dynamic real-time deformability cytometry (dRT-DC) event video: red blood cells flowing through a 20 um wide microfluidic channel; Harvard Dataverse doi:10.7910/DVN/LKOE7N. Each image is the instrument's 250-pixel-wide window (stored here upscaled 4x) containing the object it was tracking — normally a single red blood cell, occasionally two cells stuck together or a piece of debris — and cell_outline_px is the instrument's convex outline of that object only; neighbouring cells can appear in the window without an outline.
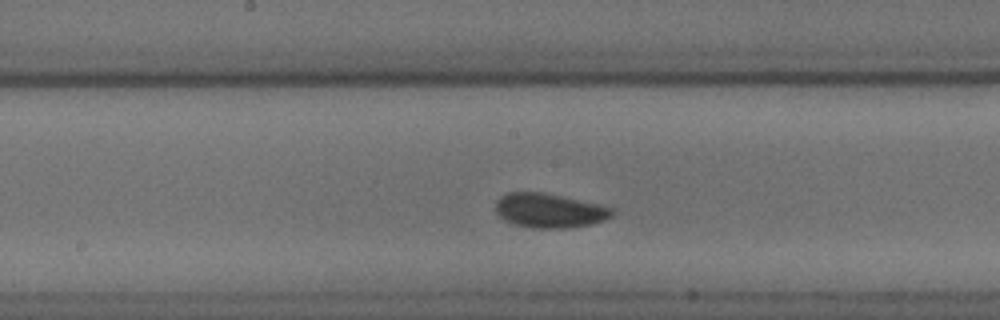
{"species": "common noctule bat (a hibernating species)", "species_latin": "Nyctalus noctula", "temperature_condition": "cold", "stored_images_in_passage": 39, "camera_frame_rate_fps": 3000, "um_per_image_px": 0.085, "animal": {"sex": "male", "body_mass_g": 18.8}, "frame": {"image": 1, "passage_image": 12, "time_ms": 3.667, "image_size_px": [1000, 320], "cell_outline_px": [[616, 212], [612, 216], [604, 220], [592, 224], [564, 228], [532, 228], [512, 224], [504, 220], [496, 212], [496, 200], [500, 196], [508, 192], [540, 192], [560, 196], [596, 204], [612, 208]], "centroid_in_image_um": [46.66, 17.91], "position_along_channel_um": 201.5, "area_um2": 23.18}}
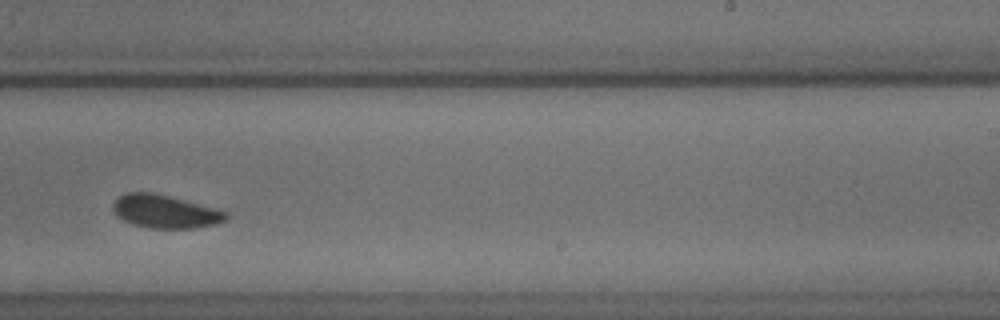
{"frame": {"image": 2, "passage_image": 18, "time_ms": 5.667, "image_size_px": [1000, 320], "cell_outline_px": [[228, 216], [224, 220], [216, 224], [196, 228], [148, 228], [132, 224], [124, 220], [112, 208], [112, 204], [124, 192], [152, 192], [216, 208], [228, 212]], "centroid_in_image_um": [14.04, 17.98], "position_along_channel_um": 275.0, "area_um2": 21.68}}
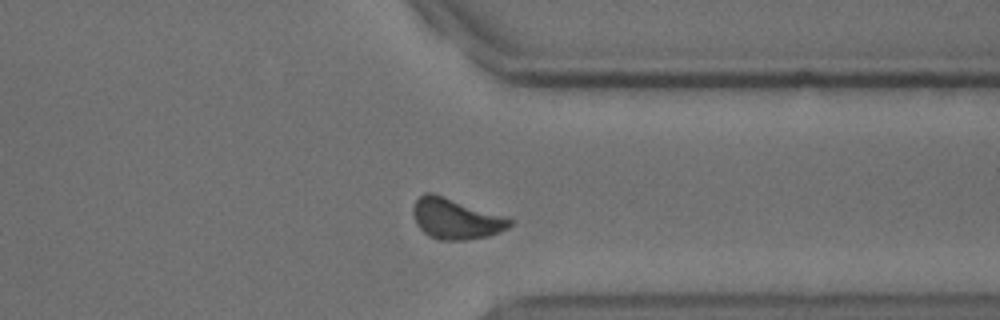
{"frame": {"image": 3, "passage_image": 26, "time_ms": 8.333, "image_size_px": [1000, 320], "cell_outline_px": [[512, 224], [508, 228], [500, 232], [488, 236], [464, 240], [436, 240], [428, 236], [416, 224], [412, 212], [412, 208], [416, 200], [424, 192], [432, 192], [512, 220]], "centroid_in_image_um": [38.67, 18.61], "position_along_channel_um": 372.7, "area_um2": 22.54}, "authors_computed_cell_mechanics": {"area_um2": 21.7328, "velocity_mm_per_s": 3.6813, "shape_relaxation_time_tau1_ms": 8.0797, "shape_relaxation_time_tau2_ms": null, "deformation_change_tau1": 0.1646, "deformation_change_tau2": null}}